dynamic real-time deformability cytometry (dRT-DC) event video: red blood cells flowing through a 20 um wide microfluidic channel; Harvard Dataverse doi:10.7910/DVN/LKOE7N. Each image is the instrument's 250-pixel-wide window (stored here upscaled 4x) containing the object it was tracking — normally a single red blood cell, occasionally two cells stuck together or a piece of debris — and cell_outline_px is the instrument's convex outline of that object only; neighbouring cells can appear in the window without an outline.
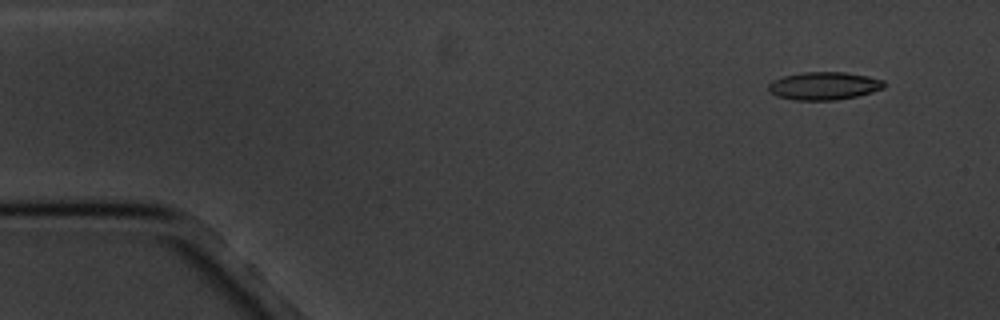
{"species": "common noctule bat (a hibernating species)", "species_latin": "Nyctalus noctula", "temperature_condition": "cold", "stored_images_in_passage": 3, "camera_frame_rate_fps": 3000, "um_per_image_px": 0.085, "animal": {"sex": "male", "body_mass_g": 20.1, "forearm_length_mm": 53.5}, "frame": {"image": 1, "passage_image": 2, "time_ms": 1.333, "image_size_px": [1000, 320], "cell_outline_px": [[884, 88], [872, 92], [856, 96], [836, 100], [796, 100], [776, 96], [768, 88], [768, 84], [772, 80], [784, 76], [804, 72], [844, 72], [868, 76], [884, 80]], "centroid_in_image_um": [70.04, 7.3], "position_along_channel_um": 15.0, "area_um2": 18.73}}